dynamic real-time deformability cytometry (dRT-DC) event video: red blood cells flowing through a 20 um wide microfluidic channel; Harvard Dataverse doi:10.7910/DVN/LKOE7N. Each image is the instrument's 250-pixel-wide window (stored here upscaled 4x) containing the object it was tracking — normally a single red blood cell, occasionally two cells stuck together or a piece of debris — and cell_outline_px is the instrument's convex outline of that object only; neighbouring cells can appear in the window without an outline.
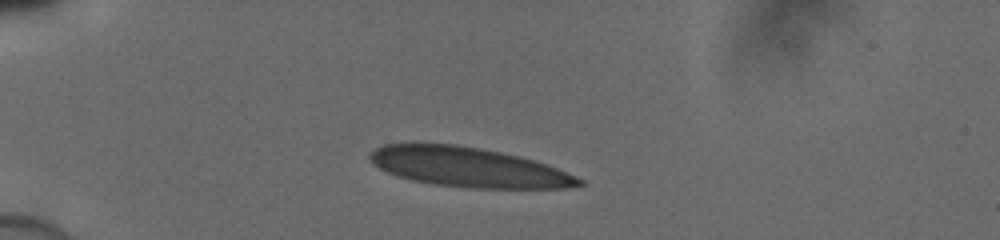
{"species": "human", "species_latin": "Homo sapiens", "temperature_condition": "cold", "stored_images_in_passage": 35, "camera_frame_rate_fps": 3000, "um_per_image_px": 0.085, "donor": {"sex": "male"}, "frame": {"image": 1, "passage_image": 1, "time_ms": 0.0, "image_size_px": [1000, 240], "cell_outline_px": [[584, 184], [564, 188], [472, 188], [432, 184], [412, 180], [396, 176], [372, 164], [368, 156], [376, 148], [384, 144], [412, 140], [416, 140], [456, 144], [480, 148], [520, 156], [536, 160], [576, 176], [584, 180]], "centroid_in_image_um": [39.72, 14.17], "position_along_channel_um": 45.3, "area_um2": 49.19}}
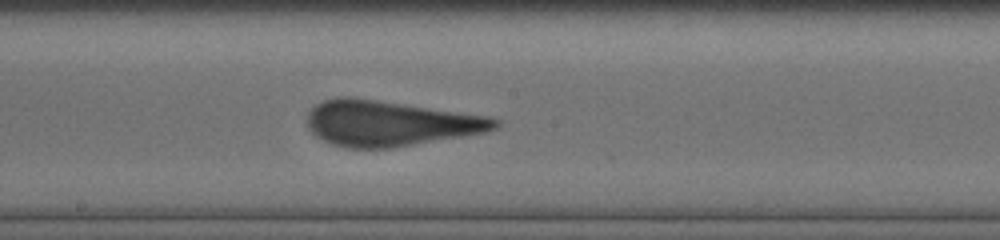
{"frame": {"image": 2, "passage_image": 16, "time_ms": 5.0, "image_size_px": [1000, 240], "cell_outline_px": [[500, 124], [496, 128], [484, 132], [388, 148], [348, 148], [332, 144], [316, 136], [308, 128], [308, 112], [316, 104], [324, 100], [344, 96], [352, 96], [488, 116], [500, 120]], "centroid_in_image_um": [33.09, 10.46], "position_along_channel_um": 215.1, "area_um2": 49.25}}
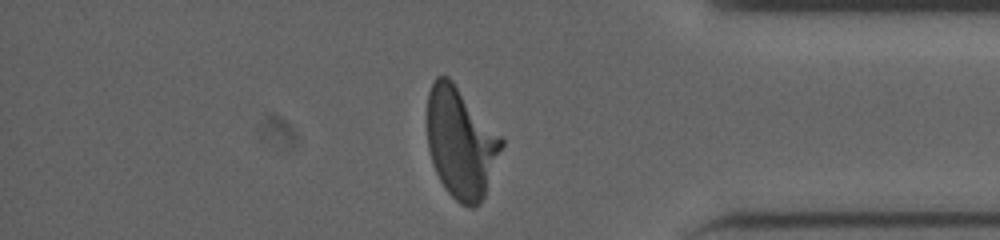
{"frame": {"image": 3, "passage_image": 30, "time_ms": 9.667, "image_size_px": [1000, 240], "cell_outline_px": [[504, 144], [484, 196], [480, 204], [472, 208], [468, 208], [460, 204], [444, 188], [432, 164], [428, 148], [428, 92], [436, 76], [448, 76], [452, 80], [504, 136]], "centroid_in_image_um": [39.2, 12.13], "position_along_channel_um": 396.0, "area_um2": 48.32}}